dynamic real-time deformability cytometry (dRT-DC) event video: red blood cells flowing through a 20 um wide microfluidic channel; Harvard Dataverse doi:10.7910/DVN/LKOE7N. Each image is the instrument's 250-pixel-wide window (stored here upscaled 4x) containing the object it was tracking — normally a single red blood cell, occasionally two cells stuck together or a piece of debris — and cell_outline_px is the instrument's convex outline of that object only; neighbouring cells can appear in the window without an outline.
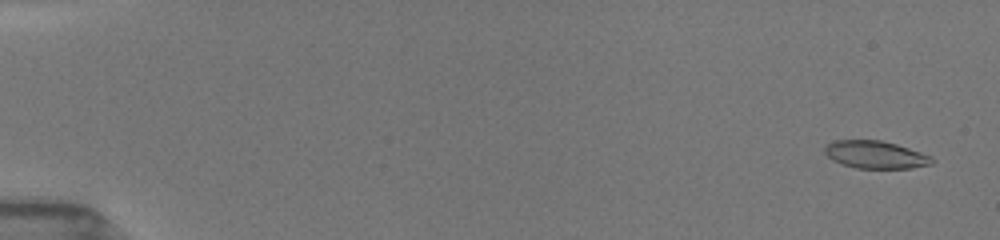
{"species": "common noctule bat (a hibernating species)", "species_latin": "Nyctalus noctula", "temperature_condition": "room temperature", "stored_images_in_passage": 53, "camera_frame_rate_fps": 3000, "um_per_image_px": 0.085, "animal": {"sex": "female", "body_mass_g": 19.5, "forearm_length_mm": 54.1}, "frame": {"image": 1, "passage_image": 3, "time_ms": 0.667, "image_size_px": [1000, 240], "cell_outline_px": [[936, 160], [932, 164], [912, 168], [856, 168], [840, 164], [832, 160], [824, 152], [824, 144], [836, 140], [880, 140], [896, 144], [932, 156]], "centroid_in_image_um": [74.4, 13.15], "position_along_channel_um": 10.6, "area_um2": 17.4}}
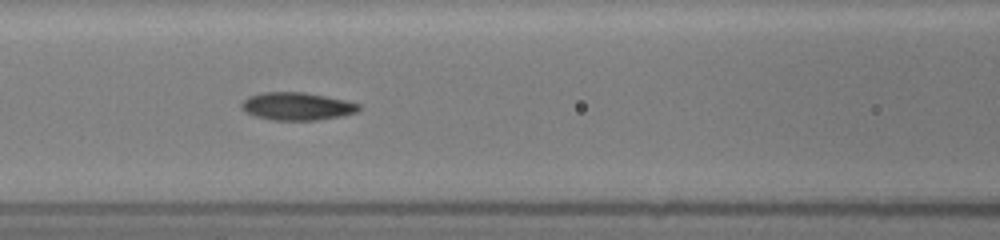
{"frame": {"image": 2, "passage_image": 25, "time_ms": 8.0, "image_size_px": [1000, 240], "cell_outline_px": [[360, 108], [356, 112], [340, 116], [316, 120], [272, 120], [256, 116], [244, 112], [240, 108], [240, 104], [248, 96], [264, 92], [304, 92], [344, 100], [360, 104]], "centroid_in_image_um": [25.19, 9.03], "position_along_channel_um": 141.4, "area_um2": 18.9}}
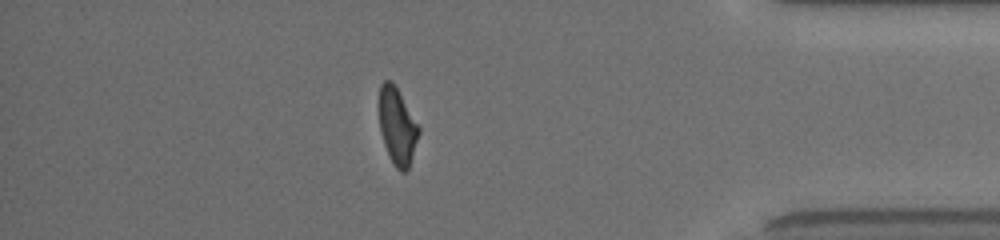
{"frame": {"image": 3, "passage_image": 47, "time_ms": 15.333, "image_size_px": [1000, 240], "cell_outline_px": [[420, 132], [408, 168], [404, 172], [400, 172], [392, 164], [384, 144], [380, 132], [380, 84], [384, 80], [392, 80], [420, 128]], "centroid_in_image_um": [33.76, 10.75], "position_along_channel_um": 401.4, "area_um2": 17.46}, "authors_computed_cell_mechanics": {"area_um2": 18.4382, "velocity_mm_per_s": 3.9614, "shape_relaxation_time_tau1_ms": 4.2094, "shape_relaxation_time_tau2_ms": 2.0647, "deformation_change_tau1": 0.1603, "deformation_change_tau2": 0.0811}}